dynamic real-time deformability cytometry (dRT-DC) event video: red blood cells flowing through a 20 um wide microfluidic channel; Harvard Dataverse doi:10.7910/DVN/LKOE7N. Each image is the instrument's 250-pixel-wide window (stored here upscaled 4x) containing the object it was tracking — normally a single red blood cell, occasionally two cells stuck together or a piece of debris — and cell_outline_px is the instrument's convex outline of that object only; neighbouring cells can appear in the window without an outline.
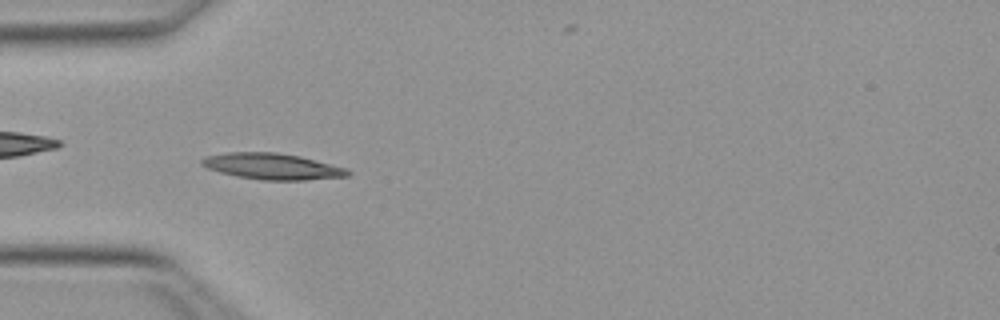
{"species": "Egyptian fruit bat (a non-hibernating species)", "species_latin": "Rousettus aegyptiacus", "temperature_condition": "warm", "stored_images_in_passage": 50, "camera_frame_rate_fps": 3000, "um_per_image_px": 0.085, "animal": {"sex": "female"}, "frame": {"image": 1, "passage_image": 15, "time_ms": 4.667, "image_size_px": [1000, 320], "cell_outline_px": [[352, 172], [348, 176], [304, 180], [260, 180], [236, 176], [220, 172], [208, 168], [200, 164], [200, 160], [204, 156], [228, 152], [276, 152], [300, 156], [348, 168]], "centroid_in_image_um": [23.14, 14.14], "position_along_channel_um": 61.9, "area_um2": 22.37}}
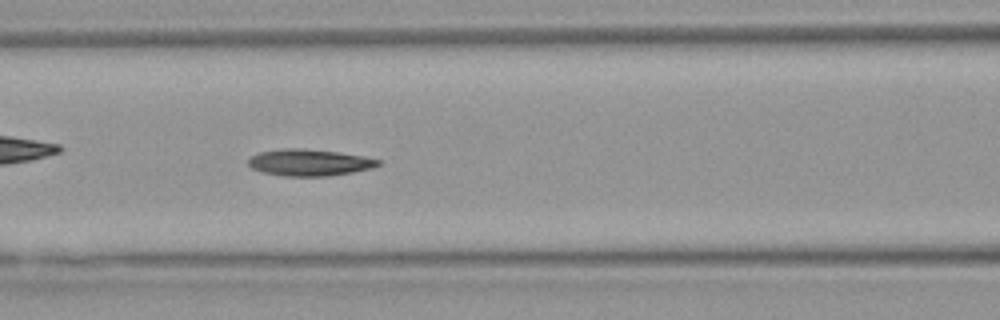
{"frame": {"image": 2, "passage_image": 21, "time_ms": 6.667, "image_size_px": [1000, 320], "cell_outline_px": [[380, 164], [372, 168], [352, 172], [328, 176], [284, 176], [260, 172], [252, 168], [248, 164], [248, 160], [252, 156], [260, 152], [284, 148], [300, 148], [336, 152], [364, 156], [380, 160]], "centroid_in_image_um": [26.28, 13.82], "position_along_channel_um": 140.3, "area_um2": 20.06}}
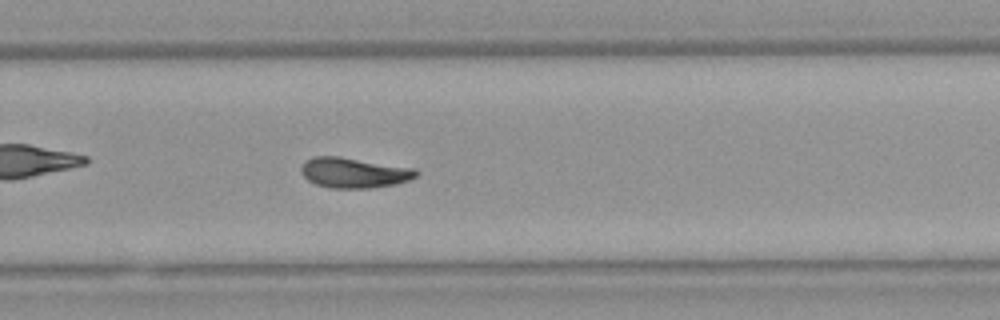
{"frame": {"image": 3, "passage_image": 33, "time_ms": 10.667, "image_size_px": [1000, 320], "cell_outline_px": [[420, 172], [416, 176], [408, 180], [396, 184], [368, 188], [328, 188], [316, 184], [308, 180], [300, 172], [300, 168], [304, 160], [312, 156], [340, 156], [416, 168]], "centroid_in_image_um": [30.07, 14.67], "position_along_channel_um": 299.7, "area_um2": 20.58}, "authors_computed_cell_mechanics": {"area_um2": 19.4786, "velocity_mm_per_s": 4.0077, "shape_relaxation_time_tau1_ms": 6.2502, "shape_relaxation_time_tau2_ms": 11.363, "deformation_change_tau1": 0.186, "deformation_change_tau2": 0.2314}}